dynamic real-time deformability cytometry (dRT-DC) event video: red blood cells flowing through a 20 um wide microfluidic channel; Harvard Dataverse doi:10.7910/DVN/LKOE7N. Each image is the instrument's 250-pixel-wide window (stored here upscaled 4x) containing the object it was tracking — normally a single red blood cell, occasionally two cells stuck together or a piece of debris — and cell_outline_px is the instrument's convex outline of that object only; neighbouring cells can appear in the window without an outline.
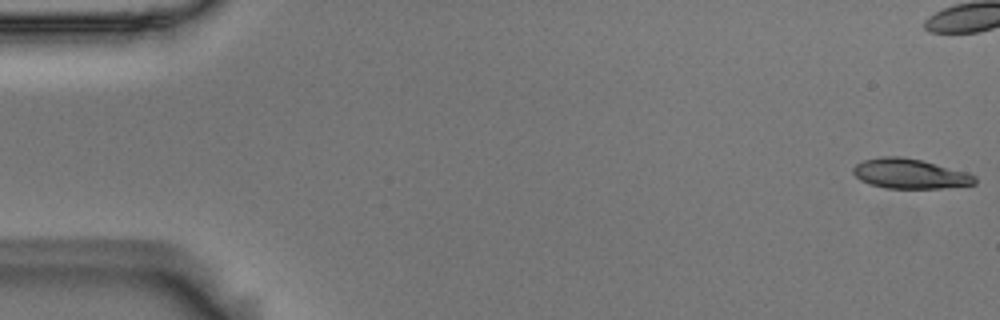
{"species": "Egyptian fruit bat (a non-hibernating species)", "species_latin": "Rousettus aegyptiacus", "temperature_condition": "room temperature", "stored_images_in_passage": 56, "camera_frame_rate_fps": 3000, "um_per_image_px": 0.085, "animal": {"sex": "male"}, "frame": {"image": 1, "passage_image": 1, "time_ms": 0.0, "image_size_px": [1000, 320], "cell_outline_px": [[976, 184], [940, 188], [884, 188], [868, 184], [860, 180], [852, 172], [852, 168], [856, 164], [864, 160], [880, 156], [900, 156], [920, 160], [968, 172], [976, 176]], "centroid_in_image_um": [77.32, 14.77], "position_along_channel_um": 7.7, "area_um2": 21.21}}
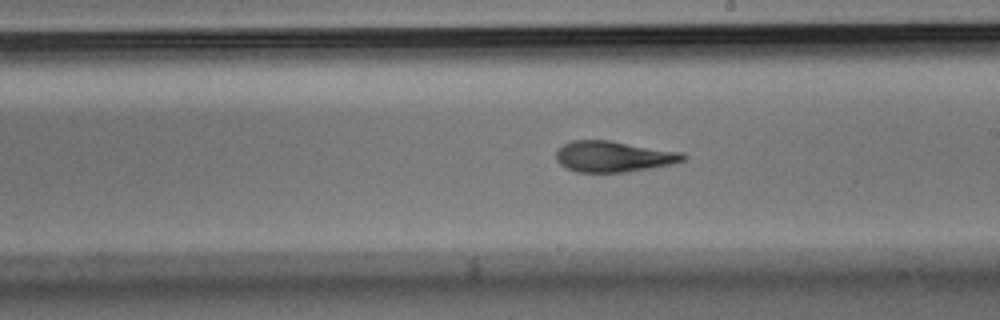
{"frame": {"image": 2, "passage_image": 31, "time_ms": 10.0, "image_size_px": [1000, 320], "cell_outline_px": [[688, 156], [684, 160], [672, 164], [624, 172], [576, 172], [564, 168], [556, 160], [556, 152], [564, 144], [572, 140], [608, 140], [684, 152]], "centroid_in_image_um": [52.15, 13.3], "position_along_channel_um": 236.9, "area_um2": 22.95}}
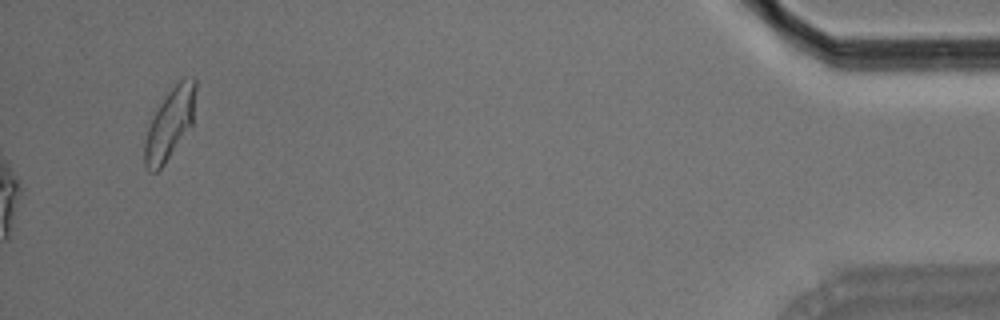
{"frame": {"image": 3, "passage_image": 56, "time_ms": 18.333, "image_size_px": [1000, 320], "cell_outline_px": [[196, 88], [192, 128], [164, 164], [156, 172], [148, 172], [144, 164], [144, 140], [148, 128], [160, 104], [168, 92], [184, 76], [196, 76]], "centroid_in_image_um": [14.47, 10.53], "position_along_channel_um": 420.7, "area_um2": 21.27}, "authors_computed_cell_mechanics": {"area_um2": 22.6576, "velocity_mm_per_s": 3.6786, "shape_relaxation_time_tau1_ms": 6.4125, "shape_relaxation_time_tau2_ms": 2.7079, "deformation_change_tau1": 0.2163, "deformation_change_tau2": 0.1193}}